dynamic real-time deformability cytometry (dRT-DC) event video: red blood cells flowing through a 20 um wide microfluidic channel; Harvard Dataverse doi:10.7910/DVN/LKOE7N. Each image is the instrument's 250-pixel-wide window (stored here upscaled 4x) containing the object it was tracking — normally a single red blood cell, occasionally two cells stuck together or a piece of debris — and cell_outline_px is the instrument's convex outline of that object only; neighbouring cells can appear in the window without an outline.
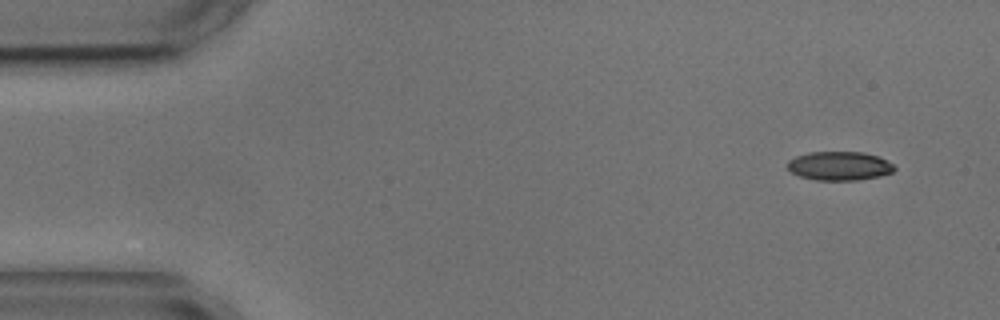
{"species": "common noctule bat (a hibernating species)", "species_latin": "Nyctalus noctula", "temperature_condition": "cold", "stored_images_in_passage": 5, "segment_of_instrument_passage": [1, 2], "camera_frame_rate_fps": 3000, "um_per_image_px": 0.085, "animal": {"sex": "male", "body_mass_g": 17.9, "forearm_length_mm": 54.2}, "frame": {"image": 1, "passage_image": 1, "time_ms": 0.0, "image_size_px": [1000, 320], "cell_outline_px": [[896, 168], [892, 172], [880, 176], [856, 180], [816, 180], [800, 176], [792, 172], [788, 168], [788, 160], [796, 156], [808, 152], [864, 152], [876, 156], [892, 164]], "centroid_in_image_um": [71.33, 14.1], "position_along_channel_um": 13.7, "area_um2": 17.8}}
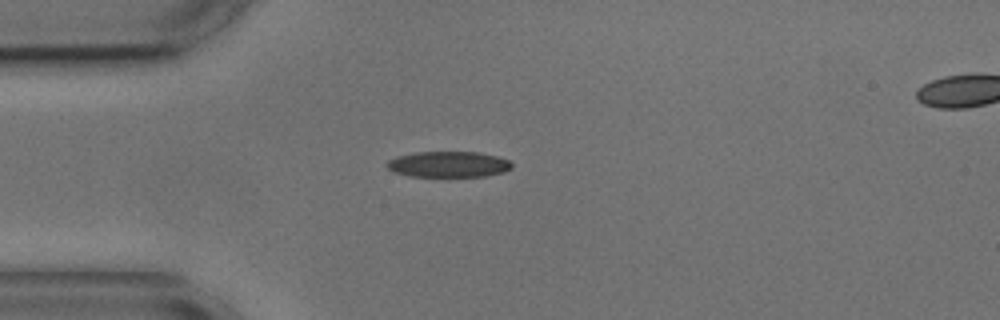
{"frame": {"image": 2, "passage_image": 4, "time_ms": 3.333, "image_size_px": [1000, 320], "cell_outline_px": [[512, 168], [504, 172], [484, 176], [408, 176], [396, 172], [388, 168], [384, 164], [388, 160], [396, 156], [416, 152], [476, 152], [496, 156], [508, 160], [512, 164]], "centroid_in_image_um": [38.09, 13.96], "position_along_channel_um": 46.9, "area_um2": 18.73}}